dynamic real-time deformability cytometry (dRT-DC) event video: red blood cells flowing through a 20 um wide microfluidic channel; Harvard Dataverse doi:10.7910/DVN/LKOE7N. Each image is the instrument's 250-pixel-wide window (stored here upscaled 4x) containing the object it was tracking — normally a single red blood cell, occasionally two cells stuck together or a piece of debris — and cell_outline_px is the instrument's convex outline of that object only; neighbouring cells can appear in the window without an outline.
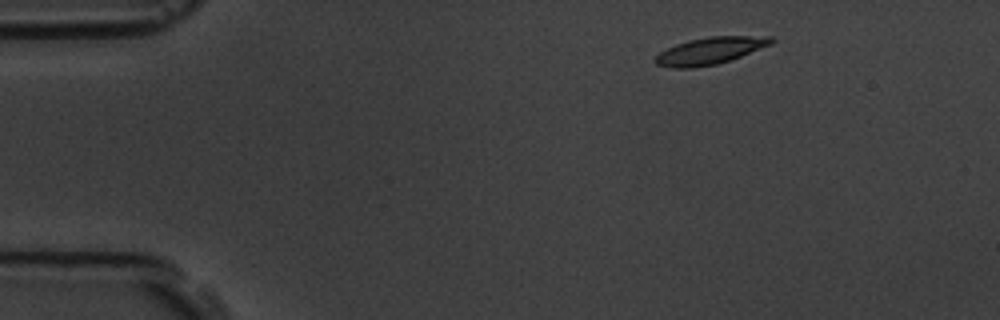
{"species": "common noctule bat (a hibernating species)", "species_latin": "Nyctalus noctula", "temperature_condition": "room temperature", "stored_images_in_passage": 50, "camera_frame_rate_fps": 3000, "um_per_image_px": 0.085, "animal": {"sex": "male", "body_mass_g": 19.5, "forearm_length_mm": 54.6}, "frame": {"image": 1, "passage_image": 1, "time_ms": 0.0, "image_size_px": [1000, 320], "cell_outline_px": [[776, 40], [772, 44], [740, 56], [716, 64], [692, 68], [672, 68], [656, 64], [652, 60], [660, 52], [676, 44], [688, 40], [708, 36], [772, 36]], "centroid_in_image_um": [60.35, 4.3], "position_along_channel_um": 24.7, "area_um2": 18.21}}
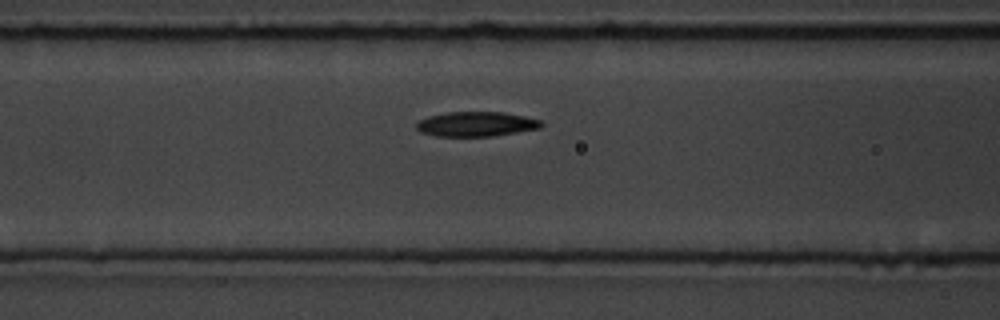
{"frame": {"image": 2, "passage_image": 16, "time_ms": 5.0, "image_size_px": [1000, 320], "cell_outline_px": [[544, 124], [540, 128], [492, 136], [436, 136], [420, 132], [416, 128], [416, 124], [420, 120], [428, 116], [444, 112], [504, 112], [524, 116], [540, 120]], "centroid_in_image_um": [40.46, 10.54], "position_along_channel_um": 126.1, "area_um2": 17.98}}
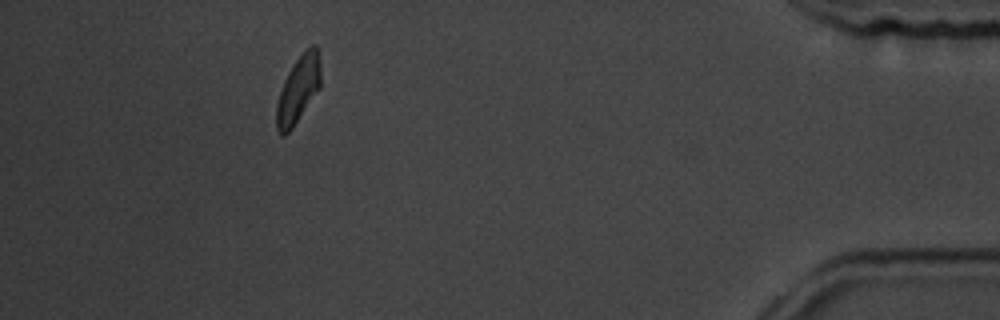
{"frame": {"image": 3, "passage_image": 45, "time_ms": 14.667, "image_size_px": [1000, 320], "cell_outline_px": [[320, 88], [292, 128], [284, 136], [280, 136], [276, 128], [276, 104], [284, 80], [288, 72], [296, 60], [312, 44], [316, 44], [320, 60]], "centroid_in_image_um": [25.34, 7.63], "position_along_channel_um": 409.9, "area_um2": 17.11}, "authors_computed_cell_mechanics": {"area_um2": 18.0336, "velocity_mm_per_s": 3.5301, "shape_relaxation_time_tau1_ms": 4.7704, "shape_relaxation_time_tau2_ms": 2.8049, "deformation_change_tau1": 0.1283, "deformation_change_tau2": 0.0886}}